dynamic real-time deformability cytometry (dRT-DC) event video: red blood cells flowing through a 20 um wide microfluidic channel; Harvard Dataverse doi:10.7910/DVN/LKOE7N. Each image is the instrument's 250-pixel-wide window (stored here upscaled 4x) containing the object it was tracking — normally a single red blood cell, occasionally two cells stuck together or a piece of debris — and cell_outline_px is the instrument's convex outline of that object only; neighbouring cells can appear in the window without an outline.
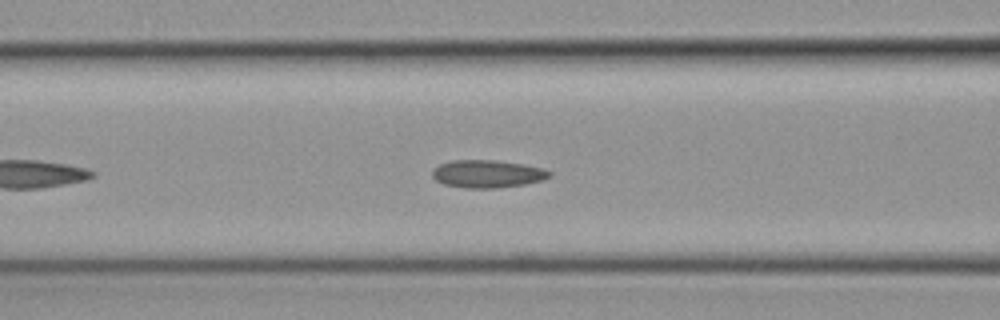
{"species": "common noctule bat (a hibernating species)", "species_latin": "Nyctalus noctula", "temperature_condition": "cold", "stored_images_in_passage": 21, "camera_frame_rate_fps": 3000, "um_per_image_px": 0.085, "animal": {"sex": "female", "body_mass_g": 19.3, "forearm_length_mm": 54.1}, "frame": {"image": 1, "passage_image": 10, "time_ms": 3.0, "image_size_px": [1000, 320], "cell_outline_px": [[552, 176], [544, 180], [524, 184], [496, 188], [464, 188], [444, 184], [436, 180], [432, 176], [432, 168], [440, 164], [456, 160], [496, 160], [544, 168], [552, 172]], "centroid_in_image_um": [41.44, 14.78], "position_along_channel_um": 125.2, "area_um2": 18.96}}
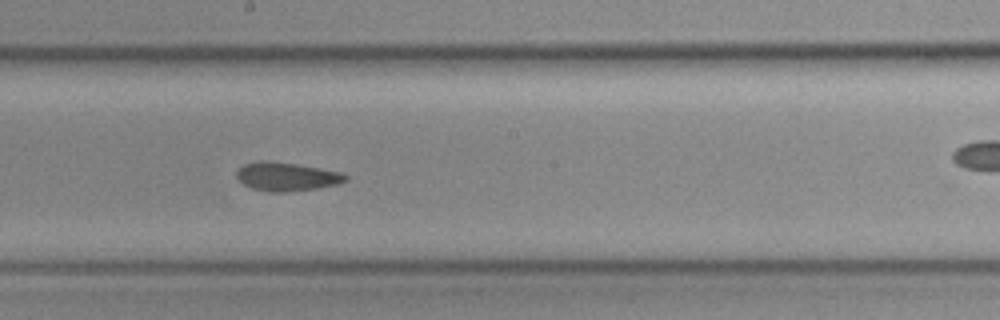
{"frame": {"image": 2, "passage_image": 18, "time_ms": 5.667, "image_size_px": [1000, 320], "cell_outline_px": [[348, 180], [340, 184], [292, 192], [268, 192], [252, 188], [244, 184], [236, 176], [236, 172], [244, 164], [260, 160], [264, 160], [296, 164], [340, 172], [348, 176]], "centroid_in_image_um": [24.37, 15.02], "position_along_channel_um": 223.8, "area_um2": 18.15}}